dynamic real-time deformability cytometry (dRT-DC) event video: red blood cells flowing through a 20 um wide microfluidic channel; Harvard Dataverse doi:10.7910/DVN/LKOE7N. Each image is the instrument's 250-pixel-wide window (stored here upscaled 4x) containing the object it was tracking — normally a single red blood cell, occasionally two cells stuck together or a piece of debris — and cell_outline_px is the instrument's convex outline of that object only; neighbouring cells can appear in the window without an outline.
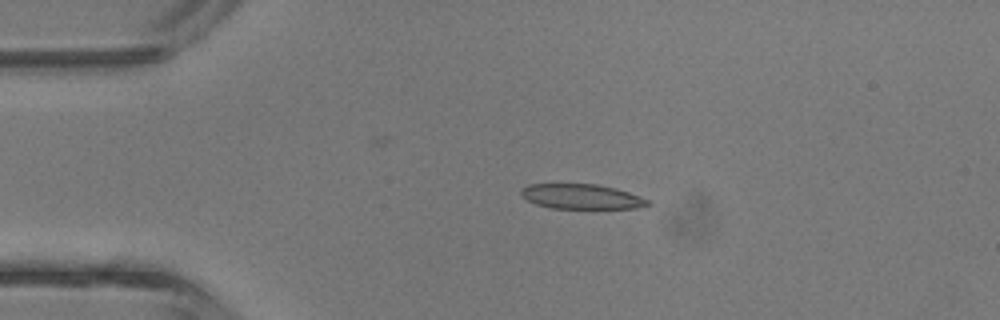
{"species": "common noctule bat (a hibernating species)", "species_latin": "Nyctalus noctula", "temperature_condition": "room temperature", "stored_images_in_passage": 35, "camera_frame_rate_fps": 3000, "um_per_image_px": 0.085, "animal": {"sex": "male", "body_mass_g": 13.3}, "frame": {"image": 1, "passage_image": 1, "time_ms": 0.0, "image_size_px": [1000, 320], "cell_outline_px": [[652, 204], [636, 208], [552, 208], [536, 204], [520, 196], [520, 188], [528, 184], [596, 184], [616, 188], [640, 196], [648, 200]], "centroid_in_image_um": [49.4, 16.7], "position_along_channel_um": 35.6, "area_um2": 18.38}}
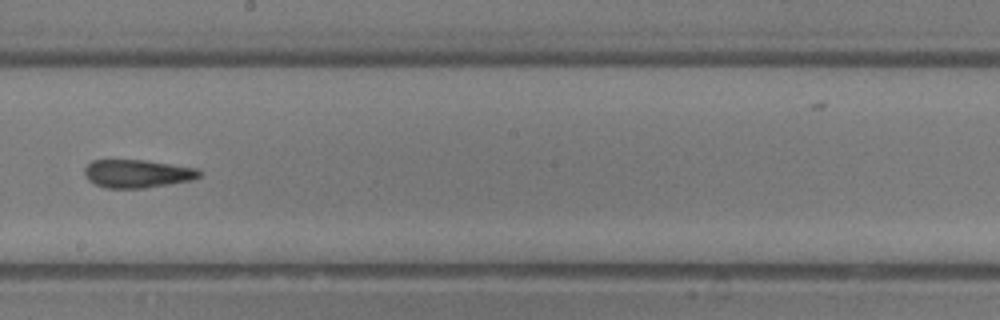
{"frame": {"image": 2, "passage_image": 16, "time_ms": 5.0, "image_size_px": [1000, 320], "cell_outline_px": [[200, 176], [192, 180], [144, 188], [104, 188], [88, 180], [84, 176], [84, 168], [92, 160], [144, 160], [196, 168], [200, 172]], "centroid_in_image_um": [11.62, 14.76], "position_along_channel_um": 236.6, "area_um2": 18.73}}
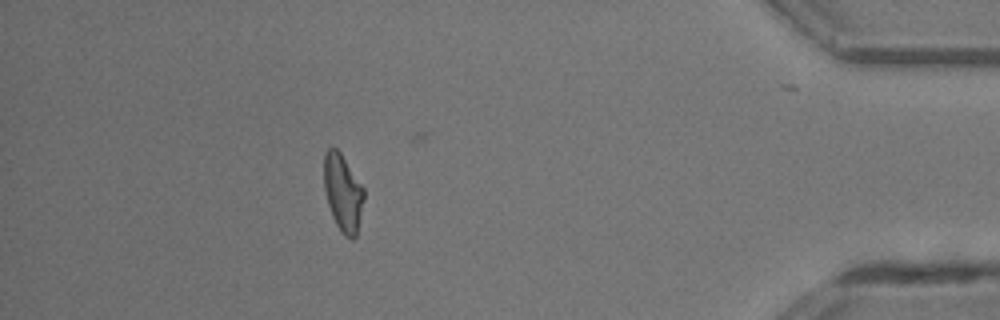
{"frame": {"image": 3, "passage_image": 30, "time_ms": 9.667, "image_size_px": [1000, 320], "cell_outline_px": [[364, 200], [356, 236], [352, 240], [344, 236], [340, 232], [332, 216], [328, 204], [324, 188], [324, 152], [328, 148], [336, 148], [340, 152], [364, 188]], "centroid_in_image_um": [29.14, 16.4], "position_along_channel_um": 406.1, "area_um2": 17.98}, "authors_computed_cell_mechanics": {"area_um2": 18.9584, "velocity_mm_per_s": 4.7582, "shape_relaxation_time_tau1_ms": 5.3576, "shape_relaxation_time_tau2_ms": 1.9545, "deformation_change_tau1": 0.1772, "deformation_change_tau2": 0.1117}}